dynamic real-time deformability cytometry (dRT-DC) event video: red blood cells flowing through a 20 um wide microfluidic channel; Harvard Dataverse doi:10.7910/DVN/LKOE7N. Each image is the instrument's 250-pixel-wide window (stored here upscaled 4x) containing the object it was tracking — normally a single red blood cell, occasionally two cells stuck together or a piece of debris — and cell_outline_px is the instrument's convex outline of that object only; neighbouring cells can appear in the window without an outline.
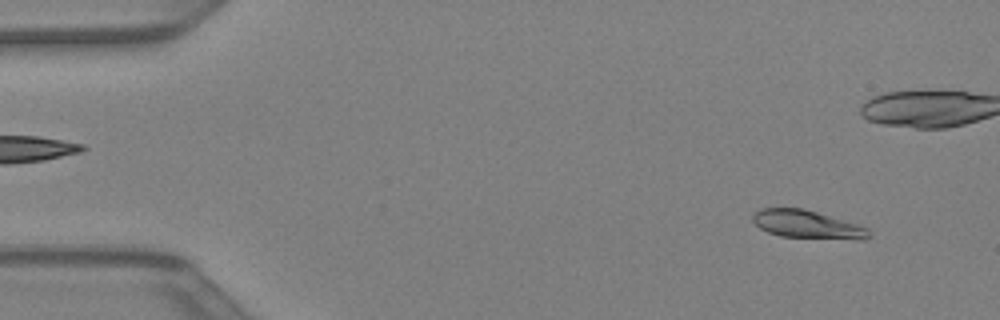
{"species": "Egyptian fruit bat (a non-hibernating species)", "species_latin": "Rousettus aegyptiacus", "temperature_condition": "warm", "stored_images_in_passage": 43, "camera_frame_rate_fps": 3000, "um_per_image_px": 0.085, "animal": {"sex": "female"}, "frame": {"image": 1, "passage_image": 3, "time_ms": 0.667, "image_size_px": [1000, 320], "cell_outline_px": [[872, 236], [864, 240], [856, 240], [780, 236], [768, 232], [760, 228], [752, 220], [752, 216], [760, 208], [804, 208], [856, 224], [868, 228]], "centroid_in_image_um": [68.64, 19.09], "position_along_channel_um": 16.4, "area_um2": 19.02}}
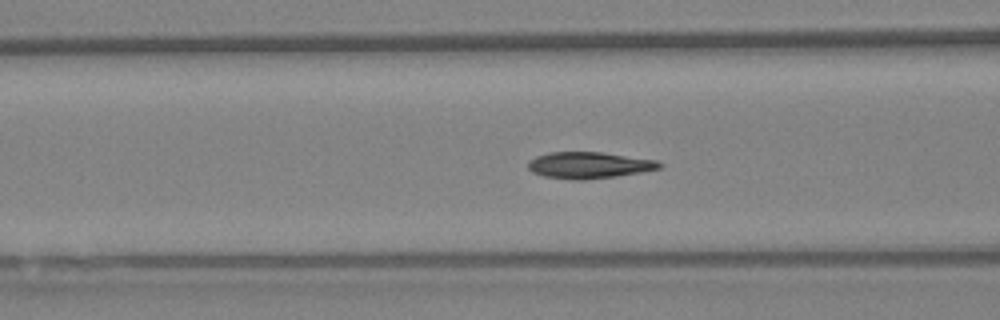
{"frame": {"image": 2, "passage_image": 16, "time_ms": 5.0, "image_size_px": [1000, 320], "cell_outline_px": [[664, 164], [660, 168], [640, 172], [616, 176], [584, 180], [576, 180], [544, 176], [532, 172], [528, 168], [528, 164], [536, 156], [548, 152], [604, 152], [656, 160]], "centroid_in_image_um": [50.08, 14.03], "position_along_channel_um": 116.5, "area_um2": 20.17}}
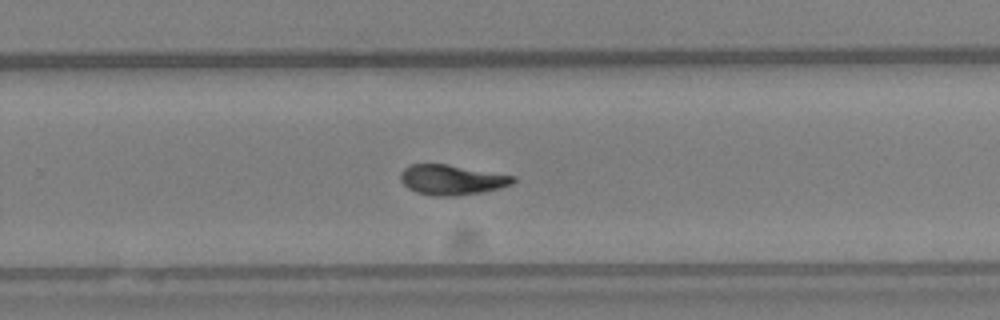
{"frame": {"image": 3, "passage_image": 27, "time_ms": 8.667, "image_size_px": [1000, 320], "cell_outline_px": [[516, 180], [512, 184], [500, 188], [480, 192], [456, 196], [432, 196], [416, 192], [408, 188], [400, 180], [400, 172], [404, 168], [412, 164], [448, 164], [516, 176]], "centroid_in_image_um": [38.4, 15.28], "position_along_channel_um": 291.4, "area_um2": 19.83}}